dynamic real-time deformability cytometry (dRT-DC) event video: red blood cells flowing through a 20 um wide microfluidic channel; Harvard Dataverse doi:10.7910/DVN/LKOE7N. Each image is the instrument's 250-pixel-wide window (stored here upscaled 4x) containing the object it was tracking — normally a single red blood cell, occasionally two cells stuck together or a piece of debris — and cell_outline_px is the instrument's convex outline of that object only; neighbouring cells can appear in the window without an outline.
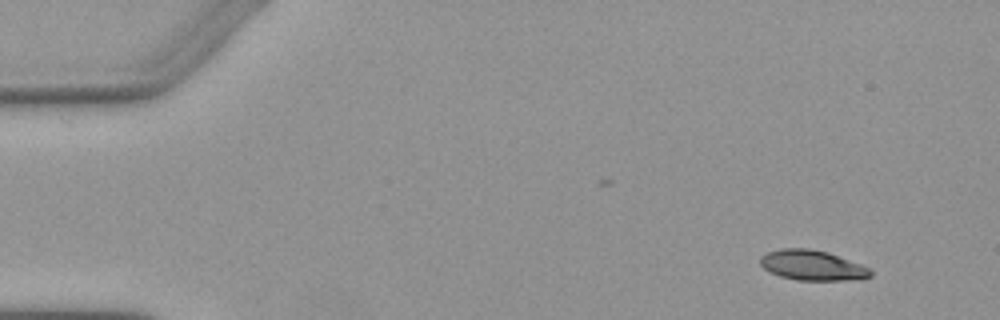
{"species": "Egyptian fruit bat (a non-hibernating species)", "species_latin": "Rousettus aegyptiacus", "temperature_condition": "warm", "stored_images_in_passage": 4, "camera_frame_rate_fps": 3000, "um_per_image_px": 0.085, "animal": {"sex": "female"}, "frame": {"image": 1, "passage_image": 4, "time_ms": 4.0, "image_size_px": [1000, 320], "cell_outline_px": [[872, 276], [860, 280], [796, 280], [780, 276], [764, 268], [760, 264], [760, 256], [768, 252], [780, 248], [808, 248], [828, 252], [872, 268]], "centroid_in_image_um": [69.09, 22.55], "position_along_channel_um": 15.9, "area_um2": 19.54}}